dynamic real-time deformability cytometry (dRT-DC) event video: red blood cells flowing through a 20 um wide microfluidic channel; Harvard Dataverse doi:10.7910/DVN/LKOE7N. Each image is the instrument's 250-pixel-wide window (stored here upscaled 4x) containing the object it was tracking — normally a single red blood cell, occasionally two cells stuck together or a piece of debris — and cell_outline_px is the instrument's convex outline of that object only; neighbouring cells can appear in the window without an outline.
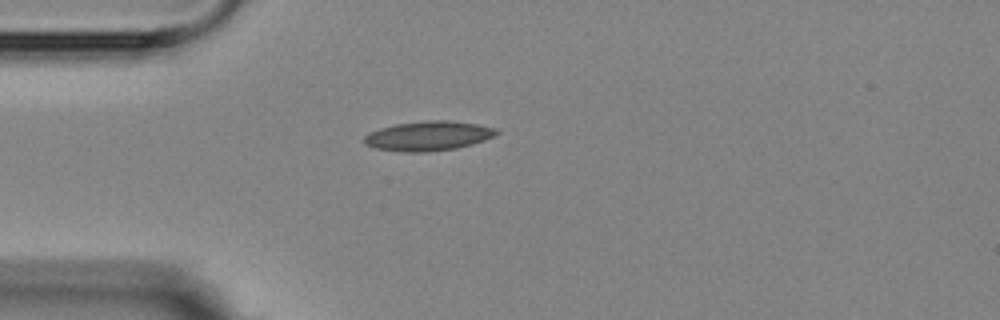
{"species": "Egyptian fruit bat (a non-hibernating species)", "species_latin": "Rousettus aegyptiacus", "temperature_condition": "room temperature", "stored_images_in_passage": 1, "camera_frame_rate_fps": 3000, "um_per_image_px": 0.085, "animal": {"sex": "female"}, "frame": {"image": 1, "passage_image": 1, "time_ms": 0.0, "image_size_px": [1000, 320], "cell_outline_px": [[500, 132], [484, 140], [472, 144], [456, 148], [428, 152], [400, 152], [376, 148], [364, 144], [364, 136], [368, 132], [380, 128], [396, 124], [432, 120], [448, 120], [476, 124], [496, 128]], "centroid_in_image_um": [36.38, 11.56], "position_along_channel_um": 48.6, "area_um2": 22.72}}